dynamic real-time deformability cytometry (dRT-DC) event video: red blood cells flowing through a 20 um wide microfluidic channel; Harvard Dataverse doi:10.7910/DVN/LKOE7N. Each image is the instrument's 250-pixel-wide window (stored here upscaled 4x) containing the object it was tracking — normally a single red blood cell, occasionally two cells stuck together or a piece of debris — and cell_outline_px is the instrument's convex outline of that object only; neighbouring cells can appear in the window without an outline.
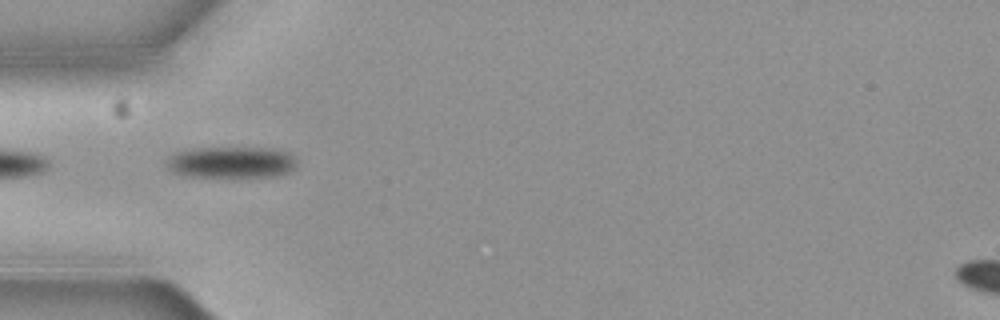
{"species": "common noctule bat (a hibernating species)", "species_latin": "Nyctalus noctula", "temperature_condition": "cold", "stored_images_in_passage": 5, "camera_frame_rate_fps": 3000, "um_per_image_px": 0.085, "animal": {"sex": "female", "body_mass_g": 19.3, "forearm_length_mm": 54.1}, "frame": {"image": 1, "passage_image": 1, "time_ms": 0.0, "image_size_px": [1000, 320], "cell_outline_px": [[296, 164], [292, 168], [284, 172], [272, 176], [184, 176], [168, 168], [168, 156], [172, 152], [192, 148], [272, 148], [288, 152], [296, 160]], "centroid_in_image_um": [19.6, 13.77], "position_along_channel_um": 65.4, "area_um2": 23.47}}
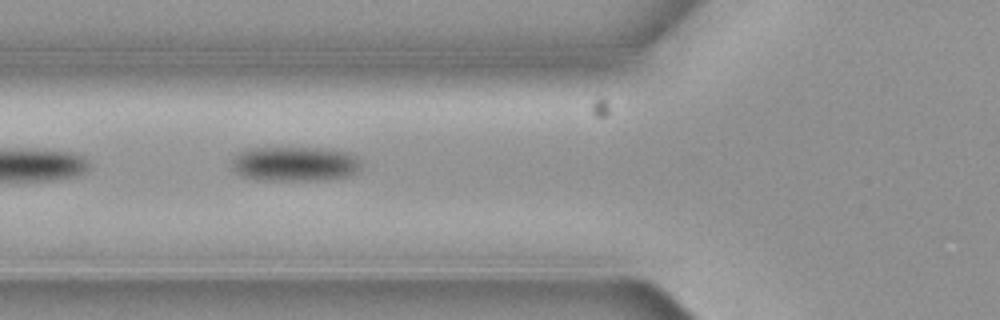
{"frame": {"image": 2, "passage_image": 2, "time_ms": 0.333, "image_size_px": [1000, 320], "cell_outline_px": [[360, 168], [348, 176], [324, 180], [256, 180], [240, 176], [232, 168], [232, 160], [240, 152], [256, 148], [324, 148], [348, 152], [356, 156], [360, 160]], "centroid_in_image_um": [25.06, 13.94], "position_along_channel_um": 100.7, "area_um2": 26.18}}
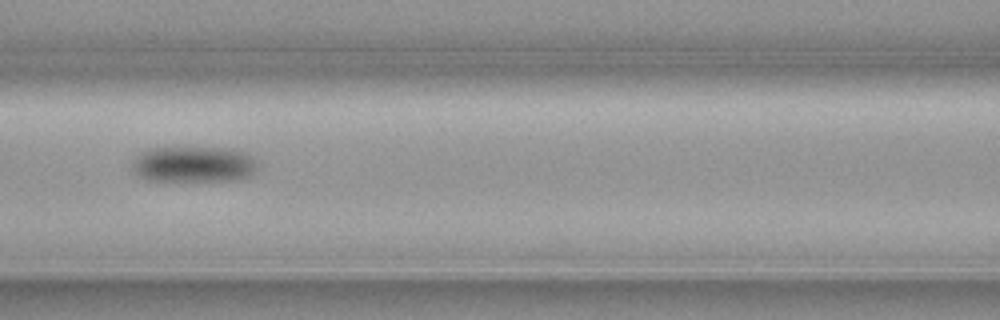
{"frame": {"image": 3, "passage_image": 3, "time_ms": 0.667, "image_size_px": [1000, 320], "cell_outline_px": [[256, 168], [248, 176], [236, 180], [144, 180], [136, 176], [132, 168], [132, 160], [136, 156], [152, 148], [228, 148], [244, 152], [256, 164]], "centroid_in_image_um": [16.38, 13.97], "position_along_channel_um": 150.2, "area_um2": 25.84}}